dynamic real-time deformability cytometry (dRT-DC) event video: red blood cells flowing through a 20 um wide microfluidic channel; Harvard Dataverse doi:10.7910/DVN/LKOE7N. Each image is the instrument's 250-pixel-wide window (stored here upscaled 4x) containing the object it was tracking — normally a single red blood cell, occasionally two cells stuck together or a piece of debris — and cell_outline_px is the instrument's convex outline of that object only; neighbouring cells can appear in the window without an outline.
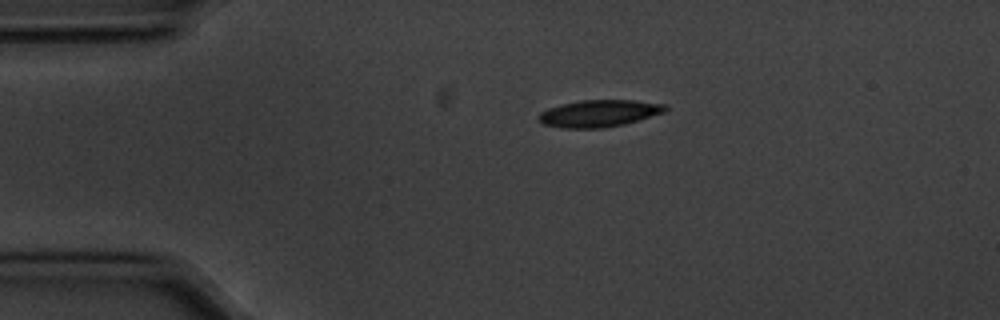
{"species": "common noctule bat (a hibernating species)", "species_latin": "Nyctalus noctula", "temperature_condition": "cold", "stored_images_in_passage": 46, "camera_frame_rate_fps": 3000, "um_per_image_px": 0.085, "animal": {"sex": "male", "body_mass_g": 20.1, "forearm_length_mm": 53.5}, "frame": {"image": 1, "passage_image": 1, "time_ms": 0.0, "image_size_px": [1000, 320], "cell_outline_px": [[668, 108], [664, 112], [624, 124], [604, 128], [564, 128], [540, 124], [536, 120], [536, 116], [540, 112], [548, 108], [580, 100], [632, 100], [664, 104]], "centroid_in_image_um": [50.85, 9.64], "position_along_channel_um": 34.2, "area_um2": 19.94}}
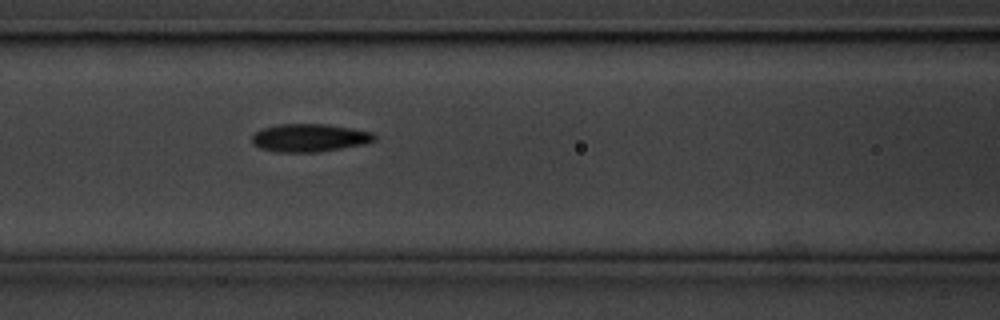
{"frame": {"image": 2, "passage_image": 13, "time_ms": 4.0, "image_size_px": [1000, 320], "cell_outline_px": [[376, 140], [364, 144], [320, 152], [276, 152], [260, 148], [252, 144], [252, 136], [260, 128], [276, 124], [328, 124], [352, 128], [372, 132], [376, 136]], "centroid_in_image_um": [26.29, 11.71], "position_along_channel_um": 140.3, "area_um2": 20.17}}
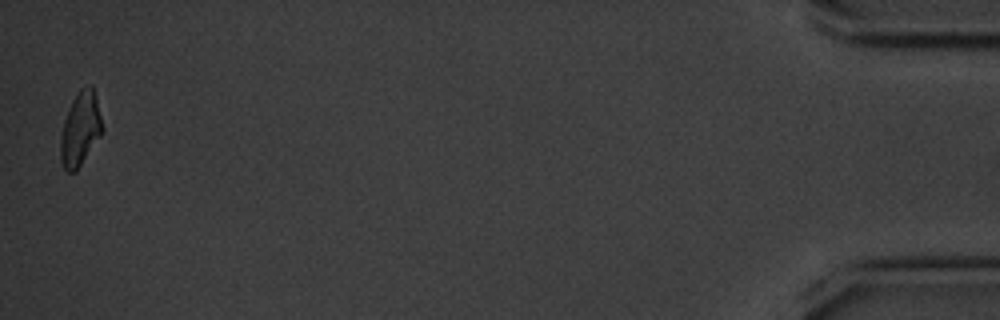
{"frame": {"image": 3, "passage_image": 45, "time_ms": 14.667, "image_size_px": [1000, 320], "cell_outline_px": [[104, 128], [100, 136], [76, 172], [68, 172], [64, 168], [60, 160], [60, 136], [64, 120], [72, 100], [80, 88], [88, 84], [92, 84]], "centroid_in_image_um": [6.82, 10.96], "position_along_channel_um": 428.4, "area_um2": 18.03}, "authors_computed_cell_mechanics": {"area_um2": 19.3341, "velocity_mm_per_s": 3.5636, "shape_relaxation_time_tau1_ms": 2.4752, "shape_relaxation_time_tau2_ms": 3.7524, "deformation_change_tau1": 0.1118, "deformation_change_tau2": 0.0974}}